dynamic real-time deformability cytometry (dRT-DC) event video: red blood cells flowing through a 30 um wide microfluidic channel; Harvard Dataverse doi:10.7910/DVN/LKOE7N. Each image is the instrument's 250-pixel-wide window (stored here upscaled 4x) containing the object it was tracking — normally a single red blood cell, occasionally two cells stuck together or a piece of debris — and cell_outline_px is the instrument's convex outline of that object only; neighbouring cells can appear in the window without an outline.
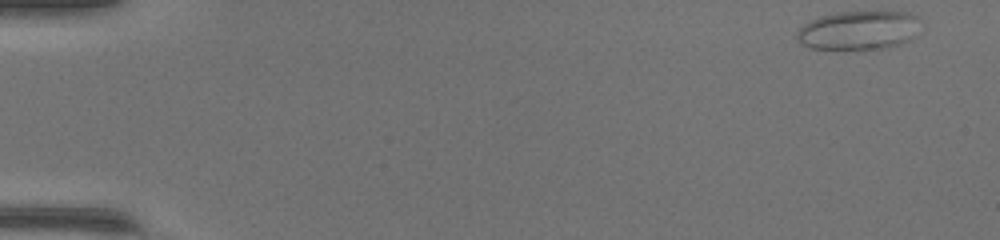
{"species": "common noctule bat (a hibernating species)", "species_latin": "Nyctalus noctula", "temperature_condition": "warm", "stored_images_in_passage": 48, "camera_frame_rate_fps": 3000, "um_per_image_px": 0.085, "animal": {"sex": "female", "body_mass_g": 17.0, "forearm_length_mm": 48.0}, "frame": {"image": 1, "passage_image": 1, "time_ms": 0.0, "image_size_px": [1000, 240], "cell_outline_px": [[916, 16], [912, 36], [908, 40], [900, 44], [888, 48], [864, 52], [812, 48], [800, 44], [796, 40], [796, 32], [804, 24], [820, 16], [840, 12], [908, 12]], "centroid_in_image_um": [72.87, 2.64], "position_along_channel_um": 12.1, "area_um2": 28.26}}
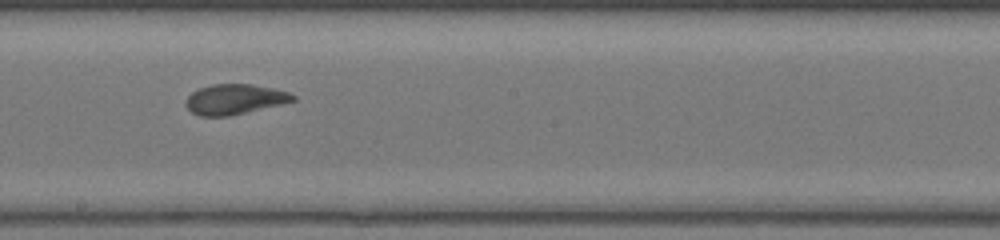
{"frame": {"image": 2, "passage_image": 27, "time_ms": 8.667, "image_size_px": [1000, 240], "cell_outline_px": [[296, 100], [280, 104], [228, 116], [200, 116], [192, 112], [188, 108], [188, 96], [192, 92], [200, 88], [212, 84], [252, 84], [272, 88], [288, 92], [296, 96]], "centroid_in_image_um": [19.96, 8.43], "position_along_channel_um": 228.2, "area_um2": 18.44}}
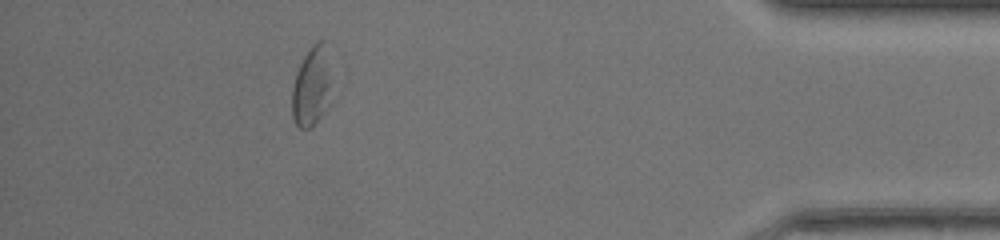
{"frame": {"image": 3, "passage_image": 43, "time_ms": 14.0, "image_size_px": [1000, 240], "cell_outline_px": [[328, 84], [324, 112], [308, 128], [300, 128], [296, 124], [292, 116], [292, 88], [296, 72], [304, 56], [312, 44], [320, 40], [324, 40]], "centroid_in_image_um": [26.38, 7.37], "position_along_channel_um": 408.8, "area_um2": 16.94}, "authors_computed_cell_mechanics": {"area_um2": 19.5942, "velocity_mm_per_s": 4.27, "shape_relaxation_time_tau1_ms": 8.0019, "shape_relaxation_time_tau2_ms": 1.7249, "deformation_change_tau1": 0.2186, "deformation_change_tau2": 0.0783}}